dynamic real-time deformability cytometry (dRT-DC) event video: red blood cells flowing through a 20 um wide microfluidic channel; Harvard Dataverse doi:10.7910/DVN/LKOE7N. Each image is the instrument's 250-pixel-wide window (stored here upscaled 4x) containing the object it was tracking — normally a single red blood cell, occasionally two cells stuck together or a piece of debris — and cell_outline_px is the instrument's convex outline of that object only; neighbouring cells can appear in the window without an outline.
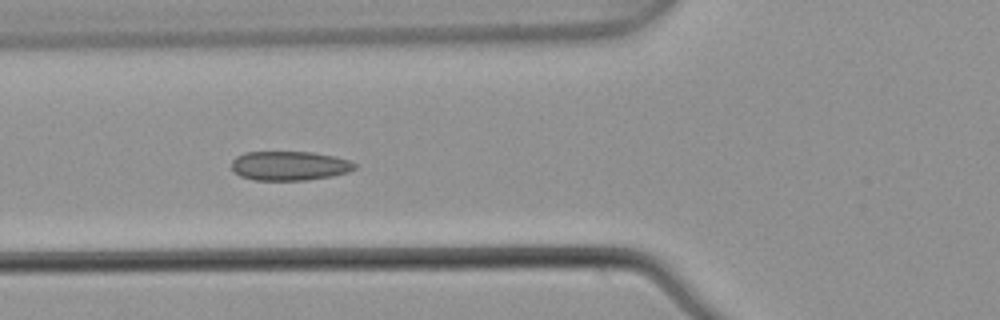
{"species": "common noctule bat (a hibernating species)", "species_latin": "Nyctalus noctula", "temperature_condition": "warm", "stored_images_in_passage": 7, "camera_frame_rate_fps": 3000, "um_per_image_px": 0.085, "animal": {"sex": "male", "body_mass_g": 21.5, "forearm_length_mm": 52.0}, "frame": {"image": 1, "passage_image": 6, "time_ms": 1.667, "image_size_px": [1000, 320], "cell_outline_px": [[356, 168], [348, 172], [332, 176], [304, 180], [252, 180], [240, 176], [232, 168], [232, 160], [236, 156], [244, 152], [312, 152], [336, 156], [348, 160], [356, 164]], "centroid_in_image_um": [24.6, 14.09], "position_along_channel_um": 101.2, "area_um2": 21.04}}
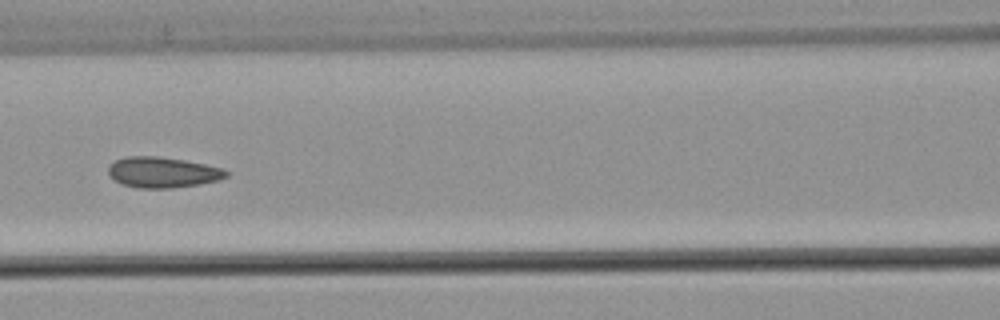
{"frame": {"image": 2, "passage_image": 7, "time_ms": 2.0, "image_size_px": [1000, 320], "cell_outline_px": [[228, 176], [220, 180], [200, 184], [172, 188], [136, 188], [124, 184], [116, 180], [108, 172], [108, 168], [116, 160], [128, 156], [160, 156], [184, 160], [224, 168], [228, 172]], "centroid_in_image_um": [13.88, 14.65], "position_along_channel_um": 152.7, "area_um2": 20.98}}